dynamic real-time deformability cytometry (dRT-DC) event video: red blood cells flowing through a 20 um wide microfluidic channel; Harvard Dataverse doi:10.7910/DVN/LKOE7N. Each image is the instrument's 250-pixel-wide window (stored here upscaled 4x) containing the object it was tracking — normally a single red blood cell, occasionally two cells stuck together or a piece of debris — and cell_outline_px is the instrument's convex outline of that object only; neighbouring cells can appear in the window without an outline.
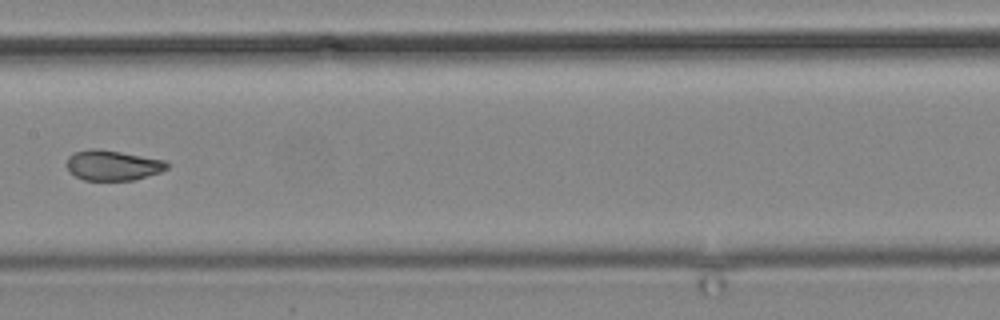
{"species": "common noctule bat (a hibernating species)", "species_latin": "Nyctalus noctula", "temperature_condition": "cold", "stored_images_in_passage": 10, "camera_frame_rate_fps": 3000, "um_per_image_px": 0.085, "animal": {"sex": "male", "body_mass_g": 19.2, "forearm_length_mm": 51.8}, "frame": {"image": 1, "passage_image": 9, "time_ms": 9.667, "image_size_px": [1000, 320], "cell_outline_px": [[168, 168], [160, 172], [132, 180], [84, 180], [68, 172], [64, 164], [68, 156], [72, 152], [92, 148], [96, 148], [120, 152], [164, 160], [168, 164]], "centroid_in_image_um": [9.49, 14.04], "position_along_channel_um": 197.9, "area_um2": 17.74}}
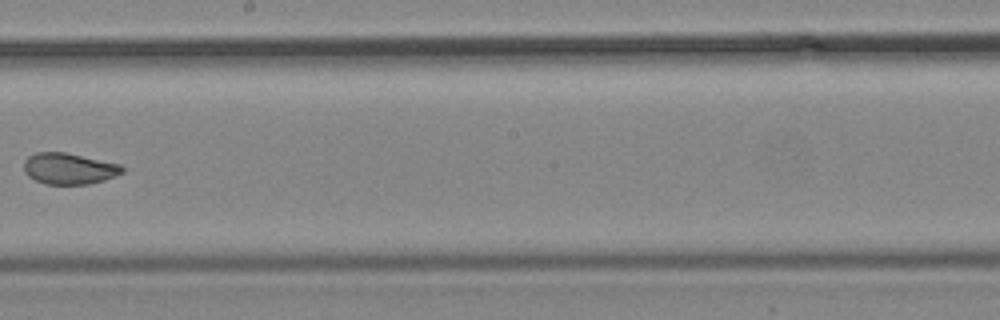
{"frame": {"image": 2, "passage_image": 10, "time_ms": 11.0, "image_size_px": [1000, 320], "cell_outline_px": [[124, 172], [116, 176], [104, 180], [88, 184], [44, 184], [28, 176], [24, 172], [24, 160], [28, 156], [36, 152], [64, 152], [120, 164], [124, 168]], "centroid_in_image_um": [5.86, 14.33], "position_along_channel_um": 242.3, "area_um2": 17.92}}